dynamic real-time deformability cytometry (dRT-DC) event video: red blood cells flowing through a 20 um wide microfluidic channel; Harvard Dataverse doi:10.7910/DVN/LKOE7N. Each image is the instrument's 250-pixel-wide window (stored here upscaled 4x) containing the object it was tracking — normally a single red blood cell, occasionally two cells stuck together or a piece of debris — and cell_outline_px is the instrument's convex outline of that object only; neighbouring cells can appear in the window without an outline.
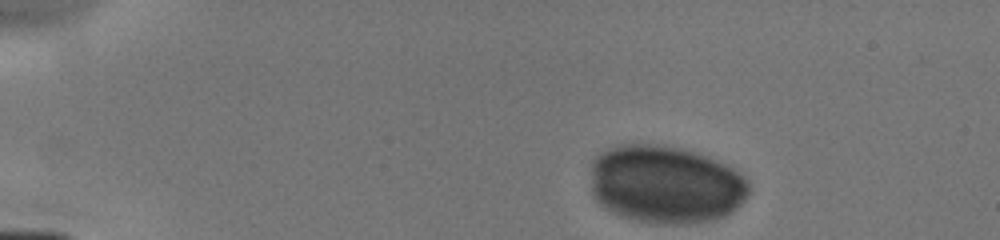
{"species": "human", "species_latin": "Homo sapiens", "temperature_condition": "cold", "stored_images_in_passage": 3, "camera_frame_rate_fps": 3000, "um_per_image_px": 0.085, "donor": {"sex": "male"}, "frame": {"image": 1, "passage_image": 1, "time_ms": 0.0, "image_size_px": [1000, 240], "cell_outline_px": [[748, 192], [744, 200], [732, 212], [724, 216], [712, 220], [688, 224], [652, 224], [632, 220], [612, 212], [600, 204], [596, 200], [592, 192], [592, 164], [596, 156], [600, 152], [608, 148], [620, 144], [648, 144], [680, 148], [716, 160], [740, 172], [748, 180]], "centroid_in_image_um": [56.56, 15.7], "position_along_channel_um": 28.4, "area_um2": 72.08}}